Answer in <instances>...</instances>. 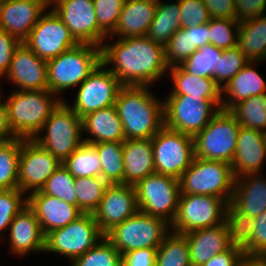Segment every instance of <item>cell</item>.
Segmentation results:
<instances>
[{
  "label": "cell",
  "mask_w": 266,
  "mask_h": 266,
  "mask_svg": "<svg viewBox=\"0 0 266 266\" xmlns=\"http://www.w3.org/2000/svg\"><path fill=\"white\" fill-rule=\"evenodd\" d=\"M105 235L100 231L93 214L83 213L68 225L45 236L44 252H54L74 260L94 247Z\"/></svg>",
  "instance_id": "cell-12"
},
{
  "label": "cell",
  "mask_w": 266,
  "mask_h": 266,
  "mask_svg": "<svg viewBox=\"0 0 266 266\" xmlns=\"http://www.w3.org/2000/svg\"><path fill=\"white\" fill-rule=\"evenodd\" d=\"M134 187L138 210L162 218L171 225L179 203V180L154 172L140 180Z\"/></svg>",
  "instance_id": "cell-10"
},
{
  "label": "cell",
  "mask_w": 266,
  "mask_h": 266,
  "mask_svg": "<svg viewBox=\"0 0 266 266\" xmlns=\"http://www.w3.org/2000/svg\"><path fill=\"white\" fill-rule=\"evenodd\" d=\"M33 140L63 163L83 142L82 118L62 100ZM41 135V136H40Z\"/></svg>",
  "instance_id": "cell-6"
},
{
  "label": "cell",
  "mask_w": 266,
  "mask_h": 266,
  "mask_svg": "<svg viewBox=\"0 0 266 266\" xmlns=\"http://www.w3.org/2000/svg\"><path fill=\"white\" fill-rule=\"evenodd\" d=\"M240 266H266V257H245Z\"/></svg>",
  "instance_id": "cell-57"
},
{
  "label": "cell",
  "mask_w": 266,
  "mask_h": 266,
  "mask_svg": "<svg viewBox=\"0 0 266 266\" xmlns=\"http://www.w3.org/2000/svg\"><path fill=\"white\" fill-rule=\"evenodd\" d=\"M248 62L249 60L241 53L238 45L223 49L213 79L223 88Z\"/></svg>",
  "instance_id": "cell-43"
},
{
  "label": "cell",
  "mask_w": 266,
  "mask_h": 266,
  "mask_svg": "<svg viewBox=\"0 0 266 266\" xmlns=\"http://www.w3.org/2000/svg\"><path fill=\"white\" fill-rule=\"evenodd\" d=\"M235 179L231 164L194 157L179 179L180 195H210L229 203L233 198Z\"/></svg>",
  "instance_id": "cell-5"
},
{
  "label": "cell",
  "mask_w": 266,
  "mask_h": 266,
  "mask_svg": "<svg viewBox=\"0 0 266 266\" xmlns=\"http://www.w3.org/2000/svg\"><path fill=\"white\" fill-rule=\"evenodd\" d=\"M240 23L235 19H214L208 22L209 44L220 49H228L238 45ZM236 33L233 32V29Z\"/></svg>",
  "instance_id": "cell-45"
},
{
  "label": "cell",
  "mask_w": 266,
  "mask_h": 266,
  "mask_svg": "<svg viewBox=\"0 0 266 266\" xmlns=\"http://www.w3.org/2000/svg\"><path fill=\"white\" fill-rule=\"evenodd\" d=\"M165 61L167 67L182 65V63L192 56L198 48L192 46L191 31L181 28L170 38L164 47Z\"/></svg>",
  "instance_id": "cell-44"
},
{
  "label": "cell",
  "mask_w": 266,
  "mask_h": 266,
  "mask_svg": "<svg viewBox=\"0 0 266 266\" xmlns=\"http://www.w3.org/2000/svg\"><path fill=\"white\" fill-rule=\"evenodd\" d=\"M1 94H2V93H1V90H0V100H1V97H2ZM2 103H3V102L0 101V105H1Z\"/></svg>",
  "instance_id": "cell-60"
},
{
  "label": "cell",
  "mask_w": 266,
  "mask_h": 266,
  "mask_svg": "<svg viewBox=\"0 0 266 266\" xmlns=\"http://www.w3.org/2000/svg\"><path fill=\"white\" fill-rule=\"evenodd\" d=\"M101 46V62L124 86H149L166 70L164 47L147 36L116 39Z\"/></svg>",
  "instance_id": "cell-1"
},
{
  "label": "cell",
  "mask_w": 266,
  "mask_h": 266,
  "mask_svg": "<svg viewBox=\"0 0 266 266\" xmlns=\"http://www.w3.org/2000/svg\"><path fill=\"white\" fill-rule=\"evenodd\" d=\"M57 1H58V0H48V1H47L48 6L54 4V3L57 2Z\"/></svg>",
  "instance_id": "cell-58"
},
{
  "label": "cell",
  "mask_w": 266,
  "mask_h": 266,
  "mask_svg": "<svg viewBox=\"0 0 266 266\" xmlns=\"http://www.w3.org/2000/svg\"><path fill=\"white\" fill-rule=\"evenodd\" d=\"M27 205L35 213L45 236L55 229L68 225L83 214L78 206L46 195L40 190L32 192L27 197Z\"/></svg>",
  "instance_id": "cell-21"
},
{
  "label": "cell",
  "mask_w": 266,
  "mask_h": 266,
  "mask_svg": "<svg viewBox=\"0 0 266 266\" xmlns=\"http://www.w3.org/2000/svg\"><path fill=\"white\" fill-rule=\"evenodd\" d=\"M18 188L0 190V232L8 229L13 218L27 206V198Z\"/></svg>",
  "instance_id": "cell-46"
},
{
  "label": "cell",
  "mask_w": 266,
  "mask_h": 266,
  "mask_svg": "<svg viewBox=\"0 0 266 266\" xmlns=\"http://www.w3.org/2000/svg\"><path fill=\"white\" fill-rule=\"evenodd\" d=\"M6 75L20 90H48L47 61L38 57L24 42L17 45Z\"/></svg>",
  "instance_id": "cell-19"
},
{
  "label": "cell",
  "mask_w": 266,
  "mask_h": 266,
  "mask_svg": "<svg viewBox=\"0 0 266 266\" xmlns=\"http://www.w3.org/2000/svg\"><path fill=\"white\" fill-rule=\"evenodd\" d=\"M9 230L10 249L14 254L20 256L28 252H44L45 235L28 205L13 218Z\"/></svg>",
  "instance_id": "cell-24"
},
{
  "label": "cell",
  "mask_w": 266,
  "mask_h": 266,
  "mask_svg": "<svg viewBox=\"0 0 266 266\" xmlns=\"http://www.w3.org/2000/svg\"><path fill=\"white\" fill-rule=\"evenodd\" d=\"M8 119V110L5 103L0 105V142L16 139Z\"/></svg>",
  "instance_id": "cell-56"
},
{
  "label": "cell",
  "mask_w": 266,
  "mask_h": 266,
  "mask_svg": "<svg viewBox=\"0 0 266 266\" xmlns=\"http://www.w3.org/2000/svg\"><path fill=\"white\" fill-rule=\"evenodd\" d=\"M92 145L100 157L101 178L108 184H123V142H99Z\"/></svg>",
  "instance_id": "cell-33"
},
{
  "label": "cell",
  "mask_w": 266,
  "mask_h": 266,
  "mask_svg": "<svg viewBox=\"0 0 266 266\" xmlns=\"http://www.w3.org/2000/svg\"><path fill=\"white\" fill-rule=\"evenodd\" d=\"M164 219L137 211L110 230L105 237L122 254L143 248H158L170 230Z\"/></svg>",
  "instance_id": "cell-7"
},
{
  "label": "cell",
  "mask_w": 266,
  "mask_h": 266,
  "mask_svg": "<svg viewBox=\"0 0 266 266\" xmlns=\"http://www.w3.org/2000/svg\"><path fill=\"white\" fill-rule=\"evenodd\" d=\"M124 2L125 0H93L98 26L106 36L114 32Z\"/></svg>",
  "instance_id": "cell-47"
},
{
  "label": "cell",
  "mask_w": 266,
  "mask_h": 266,
  "mask_svg": "<svg viewBox=\"0 0 266 266\" xmlns=\"http://www.w3.org/2000/svg\"><path fill=\"white\" fill-rule=\"evenodd\" d=\"M53 11L78 43L101 47L107 36L100 30L93 0H58Z\"/></svg>",
  "instance_id": "cell-16"
},
{
  "label": "cell",
  "mask_w": 266,
  "mask_h": 266,
  "mask_svg": "<svg viewBox=\"0 0 266 266\" xmlns=\"http://www.w3.org/2000/svg\"><path fill=\"white\" fill-rule=\"evenodd\" d=\"M157 248H143L122 255V266H155Z\"/></svg>",
  "instance_id": "cell-52"
},
{
  "label": "cell",
  "mask_w": 266,
  "mask_h": 266,
  "mask_svg": "<svg viewBox=\"0 0 266 266\" xmlns=\"http://www.w3.org/2000/svg\"><path fill=\"white\" fill-rule=\"evenodd\" d=\"M62 165L74 178L101 177V161L96 148L83 142Z\"/></svg>",
  "instance_id": "cell-34"
},
{
  "label": "cell",
  "mask_w": 266,
  "mask_h": 266,
  "mask_svg": "<svg viewBox=\"0 0 266 266\" xmlns=\"http://www.w3.org/2000/svg\"><path fill=\"white\" fill-rule=\"evenodd\" d=\"M38 57L49 61L79 44L57 14H42L23 41Z\"/></svg>",
  "instance_id": "cell-15"
},
{
  "label": "cell",
  "mask_w": 266,
  "mask_h": 266,
  "mask_svg": "<svg viewBox=\"0 0 266 266\" xmlns=\"http://www.w3.org/2000/svg\"><path fill=\"white\" fill-rule=\"evenodd\" d=\"M7 0H0V7L6 2Z\"/></svg>",
  "instance_id": "cell-59"
},
{
  "label": "cell",
  "mask_w": 266,
  "mask_h": 266,
  "mask_svg": "<svg viewBox=\"0 0 266 266\" xmlns=\"http://www.w3.org/2000/svg\"><path fill=\"white\" fill-rule=\"evenodd\" d=\"M158 0H125L118 24L108 38L146 36L154 18Z\"/></svg>",
  "instance_id": "cell-25"
},
{
  "label": "cell",
  "mask_w": 266,
  "mask_h": 266,
  "mask_svg": "<svg viewBox=\"0 0 266 266\" xmlns=\"http://www.w3.org/2000/svg\"><path fill=\"white\" fill-rule=\"evenodd\" d=\"M266 160V133L240 126L235 156L231 163L235 178L260 173Z\"/></svg>",
  "instance_id": "cell-22"
},
{
  "label": "cell",
  "mask_w": 266,
  "mask_h": 266,
  "mask_svg": "<svg viewBox=\"0 0 266 266\" xmlns=\"http://www.w3.org/2000/svg\"><path fill=\"white\" fill-rule=\"evenodd\" d=\"M221 55L222 49L207 44L187 58L181 66L190 74L213 78Z\"/></svg>",
  "instance_id": "cell-41"
},
{
  "label": "cell",
  "mask_w": 266,
  "mask_h": 266,
  "mask_svg": "<svg viewBox=\"0 0 266 266\" xmlns=\"http://www.w3.org/2000/svg\"><path fill=\"white\" fill-rule=\"evenodd\" d=\"M123 184L135 186L155 172L152 139H126L123 142Z\"/></svg>",
  "instance_id": "cell-26"
},
{
  "label": "cell",
  "mask_w": 266,
  "mask_h": 266,
  "mask_svg": "<svg viewBox=\"0 0 266 266\" xmlns=\"http://www.w3.org/2000/svg\"><path fill=\"white\" fill-rule=\"evenodd\" d=\"M168 69L171 70L169 74L174 84L169 96H199L213 99L222 106V88L213 78L190 74L181 65Z\"/></svg>",
  "instance_id": "cell-30"
},
{
  "label": "cell",
  "mask_w": 266,
  "mask_h": 266,
  "mask_svg": "<svg viewBox=\"0 0 266 266\" xmlns=\"http://www.w3.org/2000/svg\"><path fill=\"white\" fill-rule=\"evenodd\" d=\"M236 20L240 23L259 17L266 10V0H235Z\"/></svg>",
  "instance_id": "cell-51"
},
{
  "label": "cell",
  "mask_w": 266,
  "mask_h": 266,
  "mask_svg": "<svg viewBox=\"0 0 266 266\" xmlns=\"http://www.w3.org/2000/svg\"><path fill=\"white\" fill-rule=\"evenodd\" d=\"M20 42L15 36L0 29V77H6L14 51Z\"/></svg>",
  "instance_id": "cell-50"
},
{
  "label": "cell",
  "mask_w": 266,
  "mask_h": 266,
  "mask_svg": "<svg viewBox=\"0 0 266 266\" xmlns=\"http://www.w3.org/2000/svg\"><path fill=\"white\" fill-rule=\"evenodd\" d=\"M149 86H124L115 106L125 139H150L164 126L163 102L148 91Z\"/></svg>",
  "instance_id": "cell-2"
},
{
  "label": "cell",
  "mask_w": 266,
  "mask_h": 266,
  "mask_svg": "<svg viewBox=\"0 0 266 266\" xmlns=\"http://www.w3.org/2000/svg\"><path fill=\"white\" fill-rule=\"evenodd\" d=\"M238 46L249 61L266 59V15L240 22Z\"/></svg>",
  "instance_id": "cell-31"
},
{
  "label": "cell",
  "mask_w": 266,
  "mask_h": 266,
  "mask_svg": "<svg viewBox=\"0 0 266 266\" xmlns=\"http://www.w3.org/2000/svg\"><path fill=\"white\" fill-rule=\"evenodd\" d=\"M186 31H191L192 46L200 49L209 44L208 23L186 28Z\"/></svg>",
  "instance_id": "cell-55"
},
{
  "label": "cell",
  "mask_w": 266,
  "mask_h": 266,
  "mask_svg": "<svg viewBox=\"0 0 266 266\" xmlns=\"http://www.w3.org/2000/svg\"><path fill=\"white\" fill-rule=\"evenodd\" d=\"M46 8V0H7L0 7V29L23 42Z\"/></svg>",
  "instance_id": "cell-20"
},
{
  "label": "cell",
  "mask_w": 266,
  "mask_h": 266,
  "mask_svg": "<svg viewBox=\"0 0 266 266\" xmlns=\"http://www.w3.org/2000/svg\"><path fill=\"white\" fill-rule=\"evenodd\" d=\"M75 178L61 165L41 188V192L77 206Z\"/></svg>",
  "instance_id": "cell-42"
},
{
  "label": "cell",
  "mask_w": 266,
  "mask_h": 266,
  "mask_svg": "<svg viewBox=\"0 0 266 266\" xmlns=\"http://www.w3.org/2000/svg\"><path fill=\"white\" fill-rule=\"evenodd\" d=\"M254 61H249L240 71L222 88L221 110L229 111L237 103L247 100L252 96H259L266 93V83L261 75L252 67Z\"/></svg>",
  "instance_id": "cell-29"
},
{
  "label": "cell",
  "mask_w": 266,
  "mask_h": 266,
  "mask_svg": "<svg viewBox=\"0 0 266 266\" xmlns=\"http://www.w3.org/2000/svg\"><path fill=\"white\" fill-rule=\"evenodd\" d=\"M61 101L49 90H15L4 102L13 134L33 139Z\"/></svg>",
  "instance_id": "cell-3"
},
{
  "label": "cell",
  "mask_w": 266,
  "mask_h": 266,
  "mask_svg": "<svg viewBox=\"0 0 266 266\" xmlns=\"http://www.w3.org/2000/svg\"><path fill=\"white\" fill-rule=\"evenodd\" d=\"M72 266H122V254L104 236L100 243L75 258Z\"/></svg>",
  "instance_id": "cell-40"
},
{
  "label": "cell",
  "mask_w": 266,
  "mask_h": 266,
  "mask_svg": "<svg viewBox=\"0 0 266 266\" xmlns=\"http://www.w3.org/2000/svg\"><path fill=\"white\" fill-rule=\"evenodd\" d=\"M179 17V0L177 3H162L158 0L154 18L146 36L165 47L176 31L182 28Z\"/></svg>",
  "instance_id": "cell-32"
},
{
  "label": "cell",
  "mask_w": 266,
  "mask_h": 266,
  "mask_svg": "<svg viewBox=\"0 0 266 266\" xmlns=\"http://www.w3.org/2000/svg\"><path fill=\"white\" fill-rule=\"evenodd\" d=\"M220 109L213 99L190 95L168 96L163 102L164 126L194 137Z\"/></svg>",
  "instance_id": "cell-9"
},
{
  "label": "cell",
  "mask_w": 266,
  "mask_h": 266,
  "mask_svg": "<svg viewBox=\"0 0 266 266\" xmlns=\"http://www.w3.org/2000/svg\"><path fill=\"white\" fill-rule=\"evenodd\" d=\"M101 62L83 81L73 105H68L80 118L85 115L115 105L119 91L124 85Z\"/></svg>",
  "instance_id": "cell-14"
},
{
  "label": "cell",
  "mask_w": 266,
  "mask_h": 266,
  "mask_svg": "<svg viewBox=\"0 0 266 266\" xmlns=\"http://www.w3.org/2000/svg\"><path fill=\"white\" fill-rule=\"evenodd\" d=\"M137 211L136 190L133 185L109 184L93 216L100 231L106 235Z\"/></svg>",
  "instance_id": "cell-18"
},
{
  "label": "cell",
  "mask_w": 266,
  "mask_h": 266,
  "mask_svg": "<svg viewBox=\"0 0 266 266\" xmlns=\"http://www.w3.org/2000/svg\"><path fill=\"white\" fill-rule=\"evenodd\" d=\"M184 235L188 240L192 266H202L213 256L233 246L230 242L226 222L213 227L193 230Z\"/></svg>",
  "instance_id": "cell-23"
},
{
  "label": "cell",
  "mask_w": 266,
  "mask_h": 266,
  "mask_svg": "<svg viewBox=\"0 0 266 266\" xmlns=\"http://www.w3.org/2000/svg\"><path fill=\"white\" fill-rule=\"evenodd\" d=\"M182 28L203 25L210 21L208 9L203 0H179Z\"/></svg>",
  "instance_id": "cell-48"
},
{
  "label": "cell",
  "mask_w": 266,
  "mask_h": 266,
  "mask_svg": "<svg viewBox=\"0 0 266 266\" xmlns=\"http://www.w3.org/2000/svg\"><path fill=\"white\" fill-rule=\"evenodd\" d=\"M155 172L180 179L194 159V139L163 126L152 138Z\"/></svg>",
  "instance_id": "cell-11"
},
{
  "label": "cell",
  "mask_w": 266,
  "mask_h": 266,
  "mask_svg": "<svg viewBox=\"0 0 266 266\" xmlns=\"http://www.w3.org/2000/svg\"><path fill=\"white\" fill-rule=\"evenodd\" d=\"M101 63V47L79 43L47 61L48 90L54 94L81 84Z\"/></svg>",
  "instance_id": "cell-4"
},
{
  "label": "cell",
  "mask_w": 266,
  "mask_h": 266,
  "mask_svg": "<svg viewBox=\"0 0 266 266\" xmlns=\"http://www.w3.org/2000/svg\"><path fill=\"white\" fill-rule=\"evenodd\" d=\"M210 18L231 19L236 18L235 0H203Z\"/></svg>",
  "instance_id": "cell-53"
},
{
  "label": "cell",
  "mask_w": 266,
  "mask_h": 266,
  "mask_svg": "<svg viewBox=\"0 0 266 266\" xmlns=\"http://www.w3.org/2000/svg\"><path fill=\"white\" fill-rule=\"evenodd\" d=\"M225 222L229 230L231 244L243 249L252 239L253 218L243 214L229 202L225 210Z\"/></svg>",
  "instance_id": "cell-39"
},
{
  "label": "cell",
  "mask_w": 266,
  "mask_h": 266,
  "mask_svg": "<svg viewBox=\"0 0 266 266\" xmlns=\"http://www.w3.org/2000/svg\"><path fill=\"white\" fill-rule=\"evenodd\" d=\"M108 185L101 177L75 178L74 186L78 208L83 213L93 214Z\"/></svg>",
  "instance_id": "cell-38"
},
{
  "label": "cell",
  "mask_w": 266,
  "mask_h": 266,
  "mask_svg": "<svg viewBox=\"0 0 266 266\" xmlns=\"http://www.w3.org/2000/svg\"><path fill=\"white\" fill-rule=\"evenodd\" d=\"M62 163L33 139L21 145L18 170V189L25 193L39 191Z\"/></svg>",
  "instance_id": "cell-17"
},
{
  "label": "cell",
  "mask_w": 266,
  "mask_h": 266,
  "mask_svg": "<svg viewBox=\"0 0 266 266\" xmlns=\"http://www.w3.org/2000/svg\"><path fill=\"white\" fill-rule=\"evenodd\" d=\"M229 112L242 127L266 133V93L237 103Z\"/></svg>",
  "instance_id": "cell-36"
},
{
  "label": "cell",
  "mask_w": 266,
  "mask_h": 266,
  "mask_svg": "<svg viewBox=\"0 0 266 266\" xmlns=\"http://www.w3.org/2000/svg\"><path fill=\"white\" fill-rule=\"evenodd\" d=\"M240 126L229 111L220 109L208 125L193 137L194 157L231 164Z\"/></svg>",
  "instance_id": "cell-8"
},
{
  "label": "cell",
  "mask_w": 266,
  "mask_h": 266,
  "mask_svg": "<svg viewBox=\"0 0 266 266\" xmlns=\"http://www.w3.org/2000/svg\"><path fill=\"white\" fill-rule=\"evenodd\" d=\"M244 258V251L237 246H232L230 249L213 256L202 266H240Z\"/></svg>",
  "instance_id": "cell-54"
},
{
  "label": "cell",
  "mask_w": 266,
  "mask_h": 266,
  "mask_svg": "<svg viewBox=\"0 0 266 266\" xmlns=\"http://www.w3.org/2000/svg\"><path fill=\"white\" fill-rule=\"evenodd\" d=\"M227 204L224 199L210 195H180L177 213L170 225L172 231L186 234L193 230L223 224Z\"/></svg>",
  "instance_id": "cell-13"
},
{
  "label": "cell",
  "mask_w": 266,
  "mask_h": 266,
  "mask_svg": "<svg viewBox=\"0 0 266 266\" xmlns=\"http://www.w3.org/2000/svg\"><path fill=\"white\" fill-rule=\"evenodd\" d=\"M251 241L242 249L245 257H266V211L253 218Z\"/></svg>",
  "instance_id": "cell-49"
},
{
  "label": "cell",
  "mask_w": 266,
  "mask_h": 266,
  "mask_svg": "<svg viewBox=\"0 0 266 266\" xmlns=\"http://www.w3.org/2000/svg\"><path fill=\"white\" fill-rule=\"evenodd\" d=\"M155 266H192L188 240L184 234L171 232L157 248Z\"/></svg>",
  "instance_id": "cell-35"
},
{
  "label": "cell",
  "mask_w": 266,
  "mask_h": 266,
  "mask_svg": "<svg viewBox=\"0 0 266 266\" xmlns=\"http://www.w3.org/2000/svg\"><path fill=\"white\" fill-rule=\"evenodd\" d=\"M24 138L0 142V190L18 188L21 145Z\"/></svg>",
  "instance_id": "cell-37"
},
{
  "label": "cell",
  "mask_w": 266,
  "mask_h": 266,
  "mask_svg": "<svg viewBox=\"0 0 266 266\" xmlns=\"http://www.w3.org/2000/svg\"><path fill=\"white\" fill-rule=\"evenodd\" d=\"M82 130L94 136L84 139V142L89 144L126 140L115 105L85 115L82 118Z\"/></svg>",
  "instance_id": "cell-27"
},
{
  "label": "cell",
  "mask_w": 266,
  "mask_h": 266,
  "mask_svg": "<svg viewBox=\"0 0 266 266\" xmlns=\"http://www.w3.org/2000/svg\"><path fill=\"white\" fill-rule=\"evenodd\" d=\"M257 174H245L235 179L231 201L240 212L252 218L266 211V180Z\"/></svg>",
  "instance_id": "cell-28"
}]
</instances>
